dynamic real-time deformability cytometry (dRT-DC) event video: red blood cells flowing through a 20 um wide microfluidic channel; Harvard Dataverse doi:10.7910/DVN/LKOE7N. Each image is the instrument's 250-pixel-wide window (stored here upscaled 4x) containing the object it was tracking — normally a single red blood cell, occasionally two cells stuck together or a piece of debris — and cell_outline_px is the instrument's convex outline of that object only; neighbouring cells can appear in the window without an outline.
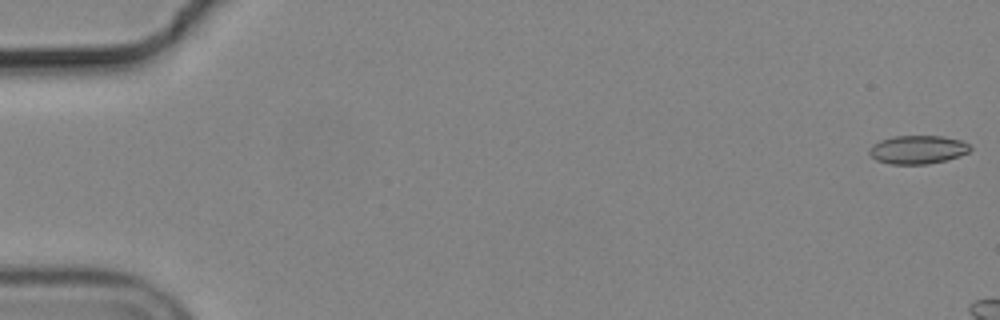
{"species": "common noctule bat (a hibernating species)", "species_latin": "Nyctalus noctula", "temperature_condition": "cold", "stored_images_in_passage": 10, "camera_frame_rate_fps": 3000, "um_per_image_px": 0.085, "animal": {"sex": "male", "body_mass_g": 19.2, "forearm_length_mm": 51.8}, "frame": {"image": 1, "passage_image": 1, "time_ms": 0.0, "image_size_px": [1000, 320], "cell_outline_px": [[972, 148], [968, 152], [960, 156], [928, 164], [892, 164], [876, 160], [868, 152], [868, 148], [872, 144], [880, 140], [892, 136], [944, 136], [960, 140], [968, 144]], "centroid_in_image_um": [77.98, 12.71], "position_along_channel_um": 7.0, "area_um2": 16.76}}